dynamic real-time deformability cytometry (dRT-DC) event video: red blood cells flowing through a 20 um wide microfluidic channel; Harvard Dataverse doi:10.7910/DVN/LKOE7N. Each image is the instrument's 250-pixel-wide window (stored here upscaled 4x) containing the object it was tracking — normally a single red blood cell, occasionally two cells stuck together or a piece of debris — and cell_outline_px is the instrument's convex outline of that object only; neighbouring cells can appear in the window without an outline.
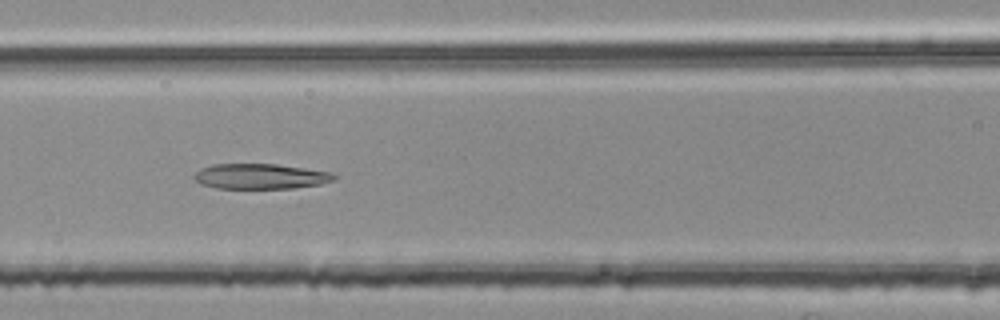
{"species": "common noctule bat (a hibernating species)", "species_latin": "Nyctalus noctula", "temperature_condition": "room temperature", "stored_images_in_passage": 49, "camera_frame_rate_fps": 3000, "um_per_image_px": 0.085, "animal": {"sex": "female", "body_mass_g": 25.1}, "frame": {"image": 1, "passage_image": 19, "time_ms": 6.0, "image_size_px": [1000, 320], "cell_outline_px": [[336, 180], [320, 184], [292, 188], [216, 188], [200, 184], [192, 176], [200, 168], [212, 164], [276, 164], [332, 172], [336, 176]], "centroid_in_image_um": [22.12, 14.98], "position_along_channel_um": 144.5, "area_um2": 20.63}}
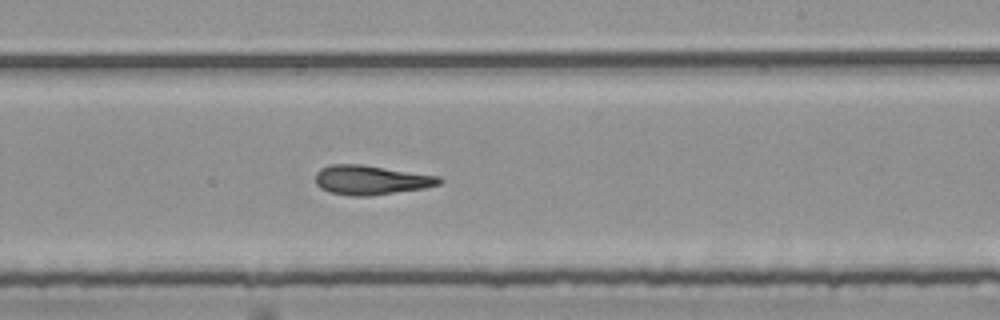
{"frame": {"image": 2, "passage_image": 28, "time_ms": 9.0, "image_size_px": [1000, 320], "cell_outline_px": [[444, 180], [440, 184], [424, 188], [368, 196], [348, 196], [328, 192], [320, 188], [316, 184], [316, 172], [320, 168], [332, 164], [360, 164], [440, 176]], "centroid_in_image_um": [31.51, 15.3], "position_along_channel_um": 257.5, "area_um2": 21.27}}
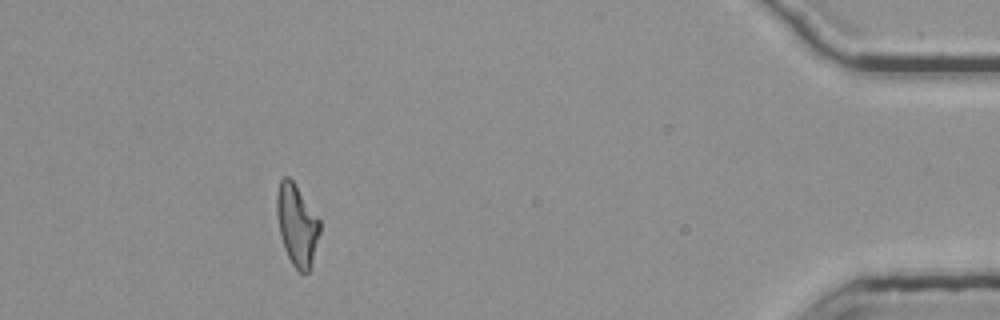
{"frame": {"image": 3, "passage_image": 45, "time_ms": 14.667, "image_size_px": [1000, 320], "cell_outline_px": [[320, 232], [312, 260], [308, 272], [304, 276], [292, 264], [284, 248], [280, 236], [276, 216], [276, 196], [280, 180], [284, 176], [288, 176], [292, 180], [320, 220]], "centroid_in_image_um": [25.21, 19.12], "position_along_channel_um": 410.0, "area_um2": 20.29}, "authors_computed_cell_mechanics": {"area_um2": 21.097, "velocity_mm_per_s": 3.7748, "shape_relaxation_time_tau1_ms": null, "shape_relaxation_time_tau2_ms": 2.2547, "deformation_change_tau1": null, "deformation_change_tau2": 0.1189}}